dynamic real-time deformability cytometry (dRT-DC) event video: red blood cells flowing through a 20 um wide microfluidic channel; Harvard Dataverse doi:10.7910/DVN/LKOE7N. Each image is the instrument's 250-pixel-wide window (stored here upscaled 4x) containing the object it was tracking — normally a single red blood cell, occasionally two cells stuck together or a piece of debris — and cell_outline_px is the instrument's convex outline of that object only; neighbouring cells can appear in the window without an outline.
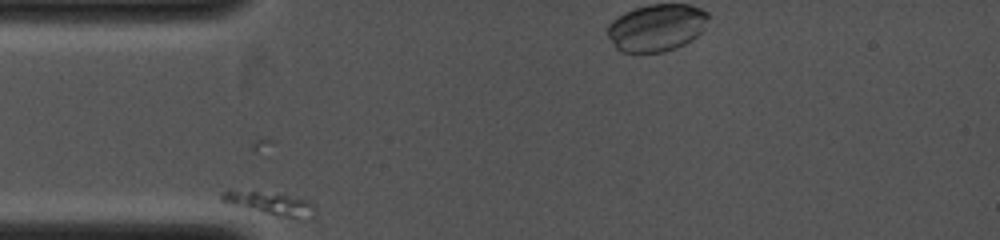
{"species": "common noctule bat (a hibernating species)", "species_latin": "Nyctalus noctula", "temperature_condition": "cold", "stored_images_in_passage": 16, "camera_frame_rate_fps": 4000, "um_per_image_px": 0.085, "animal": {"sex": "female", "body_mass_g": 19.0, "forearm_length_mm": 53.3}, "frame": {"image": 1, "passage_image": 1, "time_ms": 0.0, "image_size_px": [1000, 240], "cell_outline_px": [[316, 216], [288, 216], [268, 212], [220, 200], [220, 196], [224, 192], [256, 192], [284, 196], [308, 200], [316, 204]], "centroid_in_image_um": [23.11, 17.28], "position_along_channel_um": 61.9, "area_um2": 10.81}}
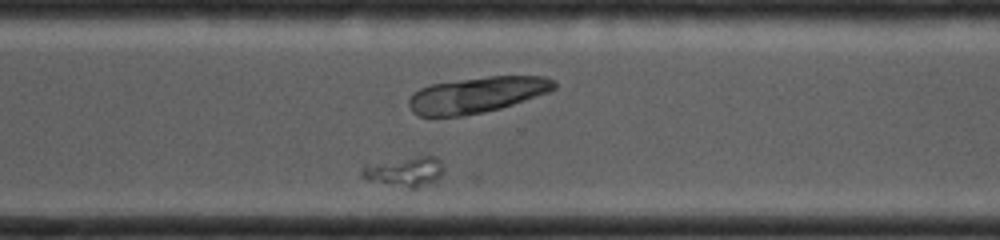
{"frame": {"image": 2, "passage_image": 13, "time_ms": 7.0, "image_size_px": [1000, 240], "cell_outline_px": [[444, 172], [436, 180], [416, 188], [408, 188], [368, 180], [360, 176], [360, 172], [364, 164], [420, 156], [436, 156], [440, 160], [444, 168]], "centroid_in_image_um": [34.39, 14.57], "position_along_channel_um": 336.2, "area_um2": 14.16}}
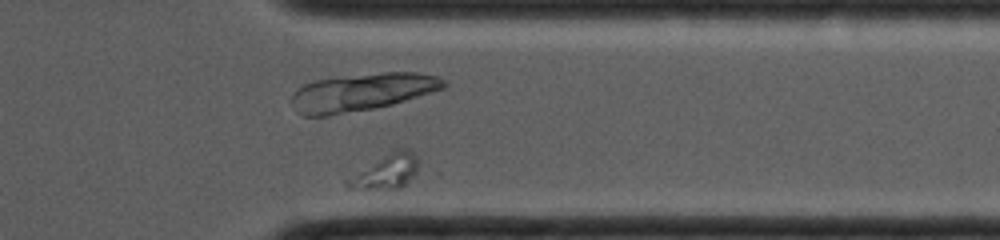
{"frame": {"image": 3, "passage_image": 15, "time_ms": 8.0, "image_size_px": [1000, 240], "cell_outline_px": [[420, 172], [400, 188], [348, 188], [344, 184], [344, 180], [396, 148], [408, 148], [416, 152]], "centroid_in_image_um": [32.9, 14.55], "position_along_channel_um": 378.5, "area_um2": 14.22}}